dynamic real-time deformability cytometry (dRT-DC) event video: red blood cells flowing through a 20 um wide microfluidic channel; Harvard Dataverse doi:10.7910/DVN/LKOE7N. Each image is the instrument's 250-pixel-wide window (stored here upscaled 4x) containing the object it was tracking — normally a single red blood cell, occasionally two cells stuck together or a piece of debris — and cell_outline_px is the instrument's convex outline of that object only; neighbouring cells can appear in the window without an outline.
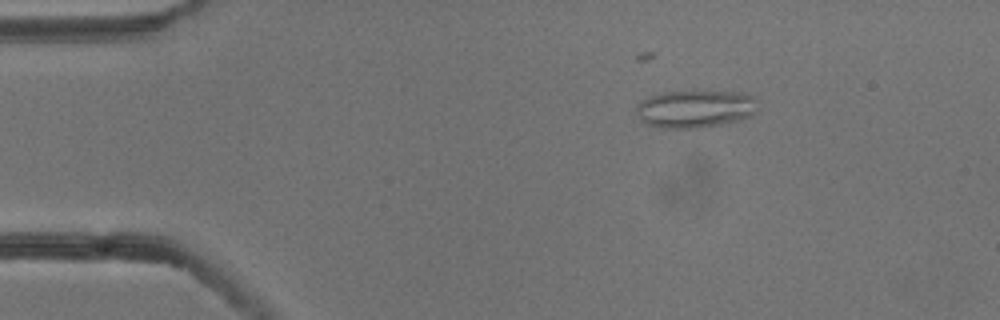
{"species": "common noctule bat (a hibernating species)", "species_latin": "Nyctalus noctula", "temperature_condition": "cold", "stored_images_in_passage": 5, "camera_frame_rate_fps": 3000, "um_per_image_px": 0.085, "animal": {"sex": "male", "body_mass_g": 13.3}, "frame": {"image": 1, "passage_image": 3, "time_ms": 0.667, "image_size_px": [1000, 320], "cell_outline_px": [[756, 100], [752, 112], [748, 116], [736, 120], [720, 124], [696, 128], [664, 128], [648, 124], [640, 120], [636, 112], [636, 104], [648, 96], [664, 92], [744, 92], [752, 96]], "centroid_in_image_um": [59.01, 9.25], "position_along_channel_um": 26.0, "area_um2": 26.13}}
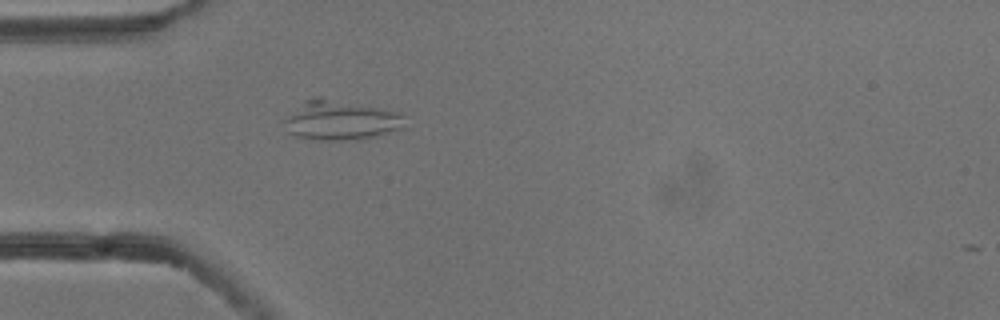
{"frame": {"image": 2, "passage_image": 5, "time_ms": 1.333, "image_size_px": [1000, 320], "cell_outline_px": [[404, 128], [376, 136], [356, 140], [320, 140], [296, 136], [288, 132], [284, 120], [304, 100], [312, 96], [320, 96], [396, 112], [400, 116]], "centroid_in_image_um": [28.9, 10.22], "position_along_channel_um": 56.1, "area_um2": 27.34}}